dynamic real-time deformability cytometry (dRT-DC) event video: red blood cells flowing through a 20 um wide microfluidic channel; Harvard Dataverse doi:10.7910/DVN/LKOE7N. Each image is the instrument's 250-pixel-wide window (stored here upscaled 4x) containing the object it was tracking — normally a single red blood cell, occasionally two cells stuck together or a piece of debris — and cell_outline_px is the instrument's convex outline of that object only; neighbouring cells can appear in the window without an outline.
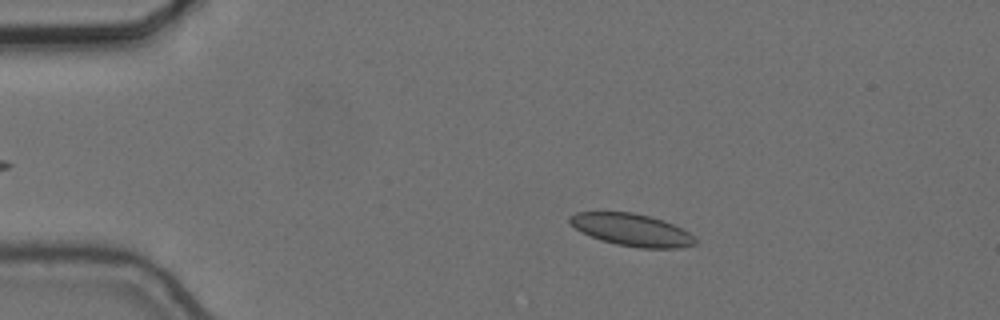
{"species": "common noctule bat (a hibernating species)", "species_latin": "Nyctalus noctula", "temperature_condition": "cold", "stored_images_in_passage": 55, "camera_frame_rate_fps": 3000, "um_per_image_px": 0.085, "animal": {"sex": "female", "body_mass_g": 24.6, "forearm_length_mm": 56.2}, "frame": {"image": 1, "passage_image": 10, "time_ms": 3.0, "image_size_px": [1000, 320], "cell_outline_px": [[696, 244], [680, 248], [640, 248], [616, 244], [600, 240], [580, 232], [568, 220], [568, 216], [576, 212], [632, 212], [664, 220], [688, 232], [696, 240]], "centroid_in_image_um": [53.67, 19.54], "position_along_channel_um": 31.3, "area_um2": 23.52}}
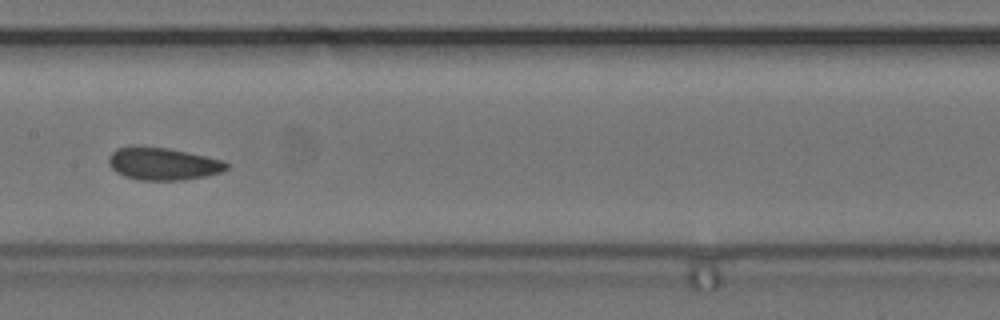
{"frame": {"image": 2, "passage_image": 28, "time_ms": 9.0, "image_size_px": [1000, 320], "cell_outline_px": [[228, 168], [220, 172], [204, 176], [180, 180], [140, 180], [124, 176], [116, 172], [108, 164], [108, 156], [116, 148], [168, 148], [224, 160], [228, 164]], "centroid_in_image_um": [13.85, 13.94], "position_along_channel_um": 193.5, "area_um2": 21.79}}
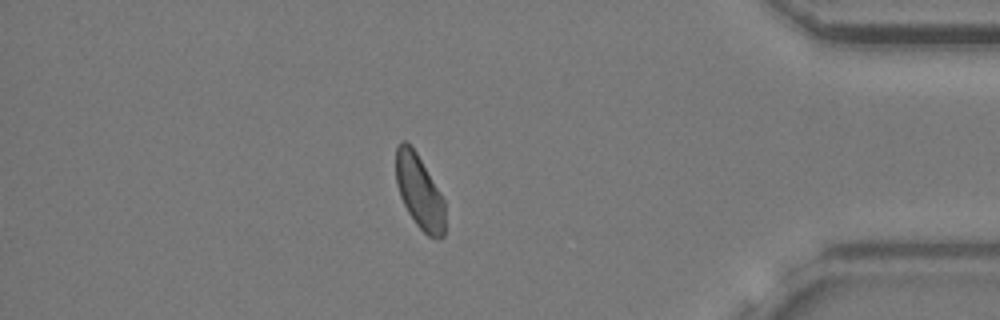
{"frame": {"image": 3, "passage_image": 48, "time_ms": 15.667, "image_size_px": [1000, 320], "cell_outline_px": [[444, 236], [440, 240], [428, 236], [416, 224], [408, 212], [400, 196], [396, 184], [396, 148], [404, 140], [416, 152], [440, 192], [444, 200]], "centroid_in_image_um": [35.65, 16.34], "position_along_channel_um": 399.6, "area_um2": 20.87}, "authors_computed_cell_mechanics": {"area_um2": 22.4264, "velocity_mm_per_s": 3.6326, "shape_relaxation_time_tau1_ms": null, "shape_relaxation_time_tau2_ms": 1.5258, "deformation_change_tau1": null, "deformation_change_tau2": 0.0559}}